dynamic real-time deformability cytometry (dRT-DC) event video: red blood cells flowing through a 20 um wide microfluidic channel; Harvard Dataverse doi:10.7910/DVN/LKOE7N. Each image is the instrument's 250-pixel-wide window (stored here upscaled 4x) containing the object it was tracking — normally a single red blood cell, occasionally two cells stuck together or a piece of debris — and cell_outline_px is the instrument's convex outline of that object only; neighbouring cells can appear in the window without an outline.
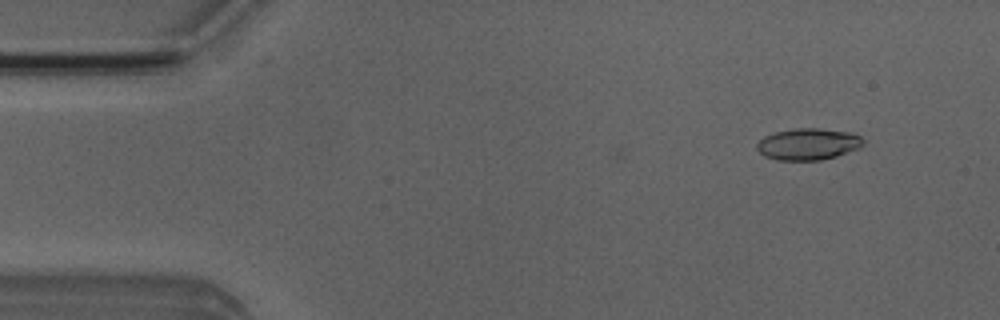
{"species": "Egyptian fruit bat (a non-hibernating species)", "species_latin": "Rousettus aegyptiacus", "temperature_condition": "room temperature", "stored_images_in_passage": 52, "camera_frame_rate_fps": 3000, "um_per_image_px": 0.085, "animal": {"sex": "male"}, "frame": {"image": 1, "passage_image": 5, "time_ms": 1.333, "image_size_px": [1000, 320], "cell_outline_px": [[864, 144], [860, 148], [836, 156], [820, 160], [776, 160], [764, 156], [756, 148], [756, 144], [764, 136], [776, 132], [796, 128], [820, 128], [848, 132], [860, 136], [864, 140]], "centroid_in_image_um": [68.69, 12.25], "position_along_channel_um": 16.3, "area_um2": 19.59}}
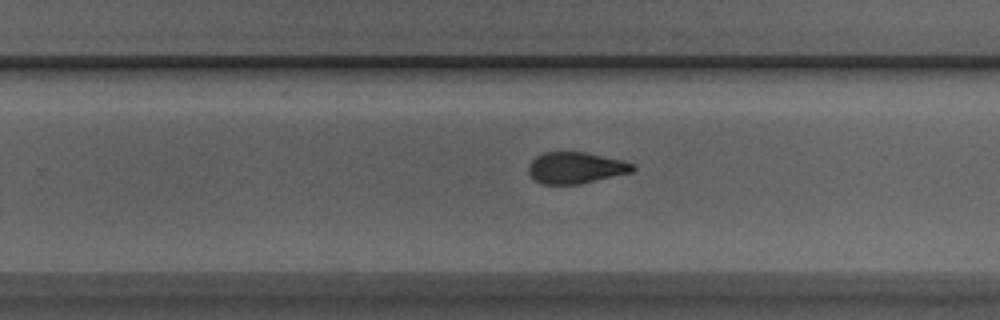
{"frame": {"image": 2, "passage_image": 32, "time_ms": 10.333, "image_size_px": [1000, 320], "cell_outline_px": [[636, 168], [632, 172], [580, 184], [540, 184], [532, 180], [528, 172], [528, 164], [536, 156], [544, 152], [584, 152], [624, 160], [632, 164]], "centroid_in_image_um": [48.9, 14.27], "position_along_channel_um": 280.9, "area_um2": 19.25}}
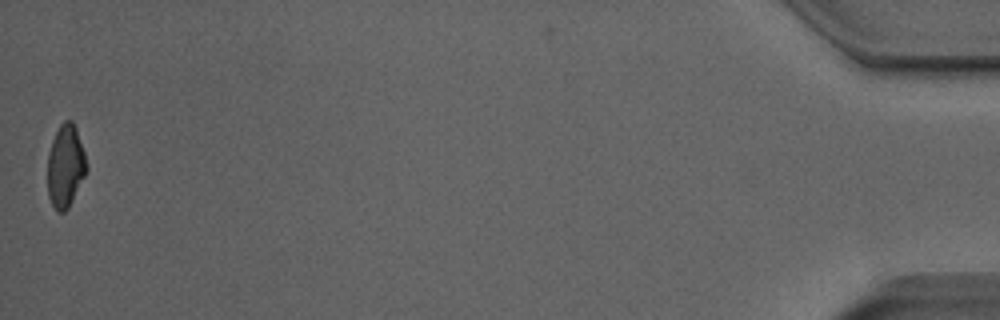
{"frame": {"image": 3, "passage_image": 51, "time_ms": 16.667, "image_size_px": [1000, 320], "cell_outline_px": [[88, 168], [68, 208], [64, 212], [56, 212], [48, 196], [48, 152], [52, 140], [60, 124], [64, 120], [72, 120], [76, 128], [84, 152]], "centroid_in_image_um": [5.55, 14.11], "position_along_channel_um": 429.6, "area_um2": 18.67}, "authors_computed_cell_mechanics": {"area_um2": 19.7965, "velocity_mm_per_s": 3.9893, "shape_relaxation_time_tau1_ms": 5.5194, "shape_relaxation_time_tau2_ms": 1.6076, "deformation_change_tau1": 0.1585, "deformation_change_tau2": 0.0844}}